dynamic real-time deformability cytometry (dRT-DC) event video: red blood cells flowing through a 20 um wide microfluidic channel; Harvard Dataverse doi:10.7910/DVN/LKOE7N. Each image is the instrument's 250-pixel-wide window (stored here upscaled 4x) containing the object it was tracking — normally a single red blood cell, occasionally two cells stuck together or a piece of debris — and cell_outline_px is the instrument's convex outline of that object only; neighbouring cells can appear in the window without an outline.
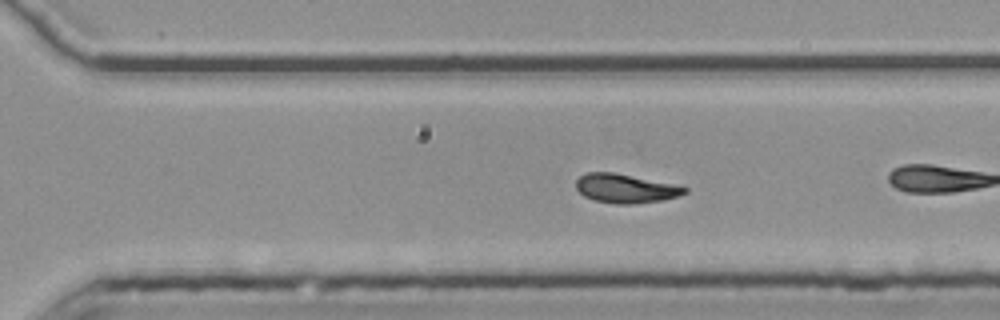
{"species": "common noctule bat (a hibernating species)", "species_latin": "Nyctalus noctula", "temperature_condition": "room temperature", "stored_images_in_passage": 38, "camera_frame_rate_fps": 3000, "um_per_image_px": 0.085, "animal": {"sex": "female", "body_mass_g": 25.1}, "frame": {"image": 1, "passage_image": 22, "time_ms": 7.0, "image_size_px": [1000, 320], "cell_outline_px": [[688, 192], [680, 196], [664, 200], [632, 204], [616, 204], [596, 200], [584, 196], [576, 188], [576, 180], [584, 172], [616, 172], [672, 184], [688, 188]], "centroid_in_image_um": [53.17, 16.01], "position_along_channel_um": 317.4, "area_um2": 18.38}, "authors_computed_cell_mechanics": {"area_um2": 18.2648, "velocity_mm_per_s": 3.747, "shape_relaxation_time_tau1_ms": null, "shape_relaxation_time_tau2_ms": 8.7318, "deformation_change_tau1": null, "deformation_change_tau2": 0.1584}}